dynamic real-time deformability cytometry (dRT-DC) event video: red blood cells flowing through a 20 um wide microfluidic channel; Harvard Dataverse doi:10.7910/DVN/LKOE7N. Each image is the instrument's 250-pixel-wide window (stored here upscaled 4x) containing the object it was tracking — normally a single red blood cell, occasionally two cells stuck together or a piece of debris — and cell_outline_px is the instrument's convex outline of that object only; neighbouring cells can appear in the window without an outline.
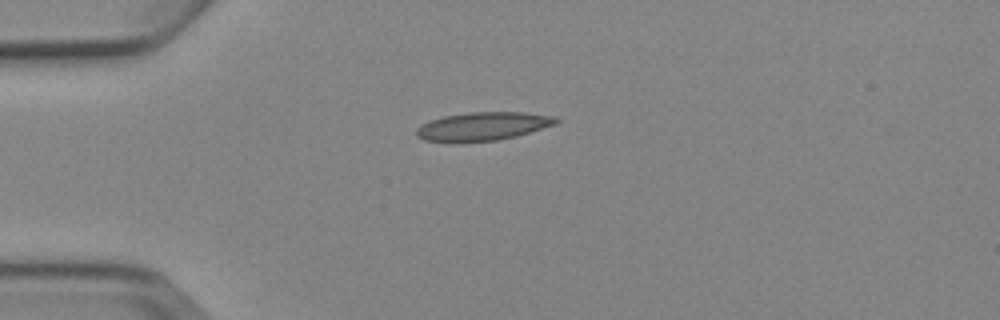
{"species": "Egyptian fruit bat (a non-hibernating species)", "species_latin": "Rousettus aegyptiacus", "temperature_condition": "cold", "stored_images_in_passage": 4, "camera_frame_rate_fps": 3000, "um_per_image_px": 0.085, "animal": {"sex": "female"}, "frame": {"image": 1, "passage_image": 1, "time_ms": 0.0, "image_size_px": [1000, 320], "cell_outline_px": [[560, 120], [556, 124], [516, 136], [496, 140], [452, 144], [448, 144], [424, 140], [416, 136], [416, 128], [420, 124], [444, 116], [468, 112], [524, 112], [556, 116]], "centroid_in_image_um": [40.99, 10.76], "position_along_channel_um": 44.0, "area_um2": 23.64}}
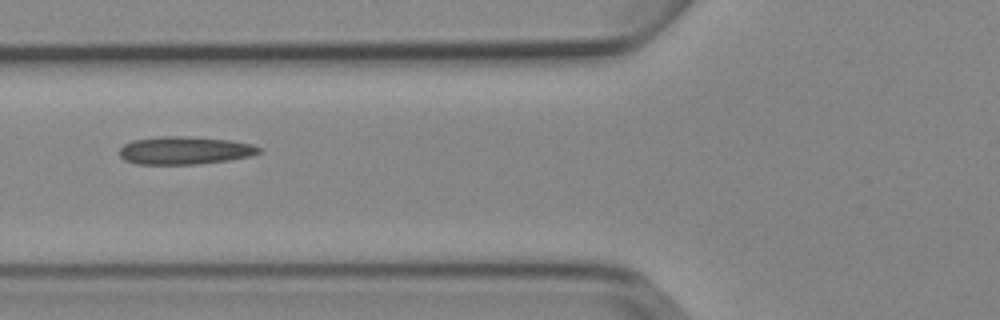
{"frame": {"image": 2, "passage_image": 3, "time_ms": 2.333, "image_size_px": [1000, 320], "cell_outline_px": [[260, 152], [248, 156], [228, 160], [200, 164], [136, 164], [124, 160], [120, 156], [120, 148], [124, 144], [132, 140], [160, 136], [188, 136], [232, 140], [252, 144], [260, 148]], "centroid_in_image_um": [15.67, 12.78], "position_along_channel_um": 110.1, "area_um2": 22.72}}
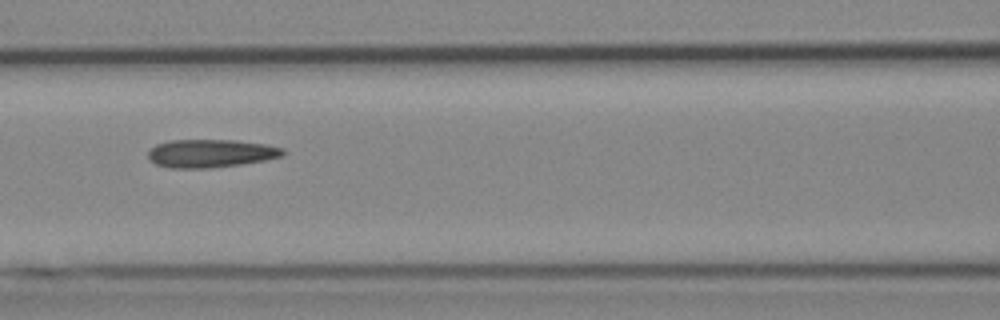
{"frame": {"image": 3, "passage_image": 4, "time_ms": 3.333, "image_size_px": [1000, 320], "cell_outline_px": [[284, 156], [264, 160], [240, 164], [208, 168], [172, 168], [156, 164], [148, 160], [148, 152], [156, 144], [168, 140], [236, 140], [264, 144], [284, 148]], "centroid_in_image_um": [17.89, 13.03], "position_along_channel_um": 148.7, "area_um2": 22.08}}